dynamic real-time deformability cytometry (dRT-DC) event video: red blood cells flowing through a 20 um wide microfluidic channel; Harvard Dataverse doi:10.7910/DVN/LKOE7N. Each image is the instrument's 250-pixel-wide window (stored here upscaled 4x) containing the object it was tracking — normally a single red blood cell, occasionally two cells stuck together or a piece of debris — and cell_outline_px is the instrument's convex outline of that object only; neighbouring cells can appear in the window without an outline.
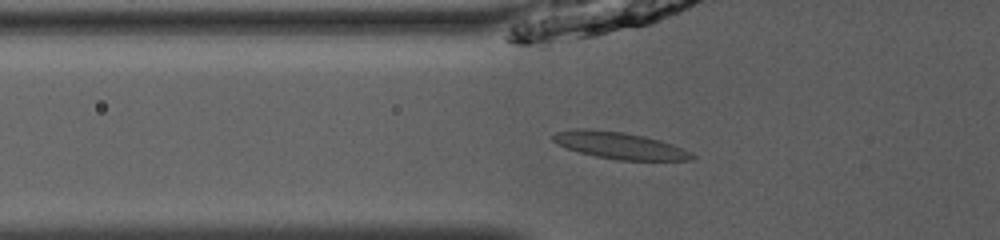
{"species": "common noctule bat (a hibernating species)", "species_latin": "Nyctalus noctula", "temperature_condition": "room temperature", "stored_images_in_passage": 38, "camera_frame_rate_fps": 3000, "um_per_image_px": 0.085, "animal": {"sex": "male", "body_mass_g": 13.0, "forearm_length_mm": 53.1}, "frame": {"image": 1, "passage_image": 7, "time_ms": 2.0, "image_size_px": [1000, 240], "cell_outline_px": [[696, 156], [692, 160], [620, 160], [596, 156], [580, 152], [556, 144], [552, 140], [552, 136], [556, 132], [576, 128], [588, 128], [624, 132], [644, 136], [660, 140], [684, 148], [692, 152]], "centroid_in_image_um": [52.68, 12.35], "position_along_channel_um": 73.1, "area_um2": 21.79}}
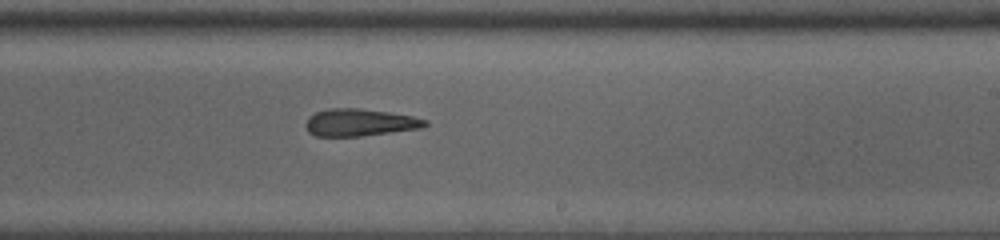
{"frame": {"image": 2, "passage_image": 21, "time_ms": 6.667, "image_size_px": [1000, 240], "cell_outline_px": [[428, 124], [420, 128], [360, 136], [316, 136], [308, 132], [304, 124], [308, 116], [316, 112], [328, 108], [356, 108], [388, 112], [412, 116], [428, 120]], "centroid_in_image_um": [30.53, 10.4], "position_along_channel_um": 258.5, "area_um2": 18.9}}
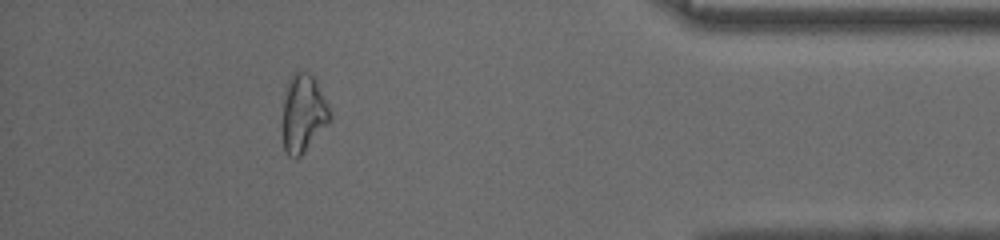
{"frame": {"image": 3, "passage_image": 35, "time_ms": 11.333, "image_size_px": [1000, 240], "cell_outline_px": [[332, 120], [304, 152], [296, 160], [288, 156], [284, 148], [284, 92], [288, 80], [296, 72], [308, 72], [316, 80], [332, 112]], "centroid_in_image_um": [25.81, 9.65], "position_along_channel_um": 409.4, "area_um2": 21.44}}